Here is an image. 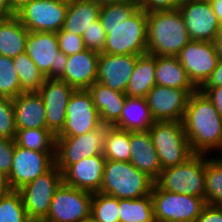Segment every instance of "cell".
Returning a JSON list of instances; mask_svg holds the SVG:
<instances>
[{
  "mask_svg": "<svg viewBox=\"0 0 222 222\" xmlns=\"http://www.w3.org/2000/svg\"><path fill=\"white\" fill-rule=\"evenodd\" d=\"M99 20L107 34L103 53H147V12L140 9L136 1L102 5Z\"/></svg>",
  "mask_w": 222,
  "mask_h": 222,
  "instance_id": "6da1fadb",
  "label": "cell"
},
{
  "mask_svg": "<svg viewBox=\"0 0 222 222\" xmlns=\"http://www.w3.org/2000/svg\"><path fill=\"white\" fill-rule=\"evenodd\" d=\"M182 124L193 153H219L222 147V118L200 89L190 95Z\"/></svg>",
  "mask_w": 222,
  "mask_h": 222,
  "instance_id": "7a4b0ae2",
  "label": "cell"
},
{
  "mask_svg": "<svg viewBox=\"0 0 222 222\" xmlns=\"http://www.w3.org/2000/svg\"><path fill=\"white\" fill-rule=\"evenodd\" d=\"M147 53L177 57L191 41L181 11L165 10L147 13Z\"/></svg>",
  "mask_w": 222,
  "mask_h": 222,
  "instance_id": "3957f363",
  "label": "cell"
},
{
  "mask_svg": "<svg viewBox=\"0 0 222 222\" xmlns=\"http://www.w3.org/2000/svg\"><path fill=\"white\" fill-rule=\"evenodd\" d=\"M154 180L130 162L106 159L99 192L118 199H137L151 194Z\"/></svg>",
  "mask_w": 222,
  "mask_h": 222,
  "instance_id": "277c9868",
  "label": "cell"
},
{
  "mask_svg": "<svg viewBox=\"0 0 222 222\" xmlns=\"http://www.w3.org/2000/svg\"><path fill=\"white\" fill-rule=\"evenodd\" d=\"M154 183L164 191L205 198V154L194 153L184 163L162 169Z\"/></svg>",
  "mask_w": 222,
  "mask_h": 222,
  "instance_id": "5b68a950",
  "label": "cell"
},
{
  "mask_svg": "<svg viewBox=\"0 0 222 222\" xmlns=\"http://www.w3.org/2000/svg\"><path fill=\"white\" fill-rule=\"evenodd\" d=\"M148 131L162 169L182 164L194 154L182 121H155Z\"/></svg>",
  "mask_w": 222,
  "mask_h": 222,
  "instance_id": "8992f818",
  "label": "cell"
},
{
  "mask_svg": "<svg viewBox=\"0 0 222 222\" xmlns=\"http://www.w3.org/2000/svg\"><path fill=\"white\" fill-rule=\"evenodd\" d=\"M151 197L155 222H195L206 205L205 198L164 191L155 183Z\"/></svg>",
  "mask_w": 222,
  "mask_h": 222,
  "instance_id": "52a82bcc",
  "label": "cell"
},
{
  "mask_svg": "<svg viewBox=\"0 0 222 222\" xmlns=\"http://www.w3.org/2000/svg\"><path fill=\"white\" fill-rule=\"evenodd\" d=\"M25 53L46 79H60L63 76L68 56L60 51L56 33L29 32Z\"/></svg>",
  "mask_w": 222,
  "mask_h": 222,
  "instance_id": "ba28073f",
  "label": "cell"
},
{
  "mask_svg": "<svg viewBox=\"0 0 222 222\" xmlns=\"http://www.w3.org/2000/svg\"><path fill=\"white\" fill-rule=\"evenodd\" d=\"M62 182V172L54 164L47 172L18 190L30 220H44L47 217L54 193Z\"/></svg>",
  "mask_w": 222,
  "mask_h": 222,
  "instance_id": "9c48e42d",
  "label": "cell"
},
{
  "mask_svg": "<svg viewBox=\"0 0 222 222\" xmlns=\"http://www.w3.org/2000/svg\"><path fill=\"white\" fill-rule=\"evenodd\" d=\"M106 125L79 136L56 137L55 165L63 173L83 158L103 154Z\"/></svg>",
  "mask_w": 222,
  "mask_h": 222,
  "instance_id": "30bf717a",
  "label": "cell"
},
{
  "mask_svg": "<svg viewBox=\"0 0 222 222\" xmlns=\"http://www.w3.org/2000/svg\"><path fill=\"white\" fill-rule=\"evenodd\" d=\"M68 4L58 0H33L15 12L29 32L57 33L63 27Z\"/></svg>",
  "mask_w": 222,
  "mask_h": 222,
  "instance_id": "8fae6325",
  "label": "cell"
},
{
  "mask_svg": "<svg viewBox=\"0 0 222 222\" xmlns=\"http://www.w3.org/2000/svg\"><path fill=\"white\" fill-rule=\"evenodd\" d=\"M93 193L63 182L52 198L46 222H79L91 216Z\"/></svg>",
  "mask_w": 222,
  "mask_h": 222,
  "instance_id": "7c38bea8",
  "label": "cell"
},
{
  "mask_svg": "<svg viewBox=\"0 0 222 222\" xmlns=\"http://www.w3.org/2000/svg\"><path fill=\"white\" fill-rule=\"evenodd\" d=\"M104 124L87 89L74 90L66 106V121L56 137L79 136Z\"/></svg>",
  "mask_w": 222,
  "mask_h": 222,
  "instance_id": "4fadbf2b",
  "label": "cell"
},
{
  "mask_svg": "<svg viewBox=\"0 0 222 222\" xmlns=\"http://www.w3.org/2000/svg\"><path fill=\"white\" fill-rule=\"evenodd\" d=\"M55 164V152L33 151L19 147L14 141L13 163L7 175L11 190L18 191L47 172Z\"/></svg>",
  "mask_w": 222,
  "mask_h": 222,
  "instance_id": "5bb4252c",
  "label": "cell"
},
{
  "mask_svg": "<svg viewBox=\"0 0 222 222\" xmlns=\"http://www.w3.org/2000/svg\"><path fill=\"white\" fill-rule=\"evenodd\" d=\"M177 57L197 89L210 78L219 60L213 42L196 40H191Z\"/></svg>",
  "mask_w": 222,
  "mask_h": 222,
  "instance_id": "9a60e30c",
  "label": "cell"
},
{
  "mask_svg": "<svg viewBox=\"0 0 222 222\" xmlns=\"http://www.w3.org/2000/svg\"><path fill=\"white\" fill-rule=\"evenodd\" d=\"M197 89L155 85L145 99L155 121H182L190 95Z\"/></svg>",
  "mask_w": 222,
  "mask_h": 222,
  "instance_id": "2e32d148",
  "label": "cell"
},
{
  "mask_svg": "<svg viewBox=\"0 0 222 222\" xmlns=\"http://www.w3.org/2000/svg\"><path fill=\"white\" fill-rule=\"evenodd\" d=\"M178 9L191 40L213 42L220 23L209 0L186 1Z\"/></svg>",
  "mask_w": 222,
  "mask_h": 222,
  "instance_id": "e0dca14e",
  "label": "cell"
},
{
  "mask_svg": "<svg viewBox=\"0 0 222 222\" xmlns=\"http://www.w3.org/2000/svg\"><path fill=\"white\" fill-rule=\"evenodd\" d=\"M65 81L46 79L38 93L45 104L47 129L57 136L66 121V106L74 92Z\"/></svg>",
  "mask_w": 222,
  "mask_h": 222,
  "instance_id": "ac0fdd59",
  "label": "cell"
},
{
  "mask_svg": "<svg viewBox=\"0 0 222 222\" xmlns=\"http://www.w3.org/2000/svg\"><path fill=\"white\" fill-rule=\"evenodd\" d=\"M138 56L99 53L96 82L125 93Z\"/></svg>",
  "mask_w": 222,
  "mask_h": 222,
  "instance_id": "d6986e66",
  "label": "cell"
},
{
  "mask_svg": "<svg viewBox=\"0 0 222 222\" xmlns=\"http://www.w3.org/2000/svg\"><path fill=\"white\" fill-rule=\"evenodd\" d=\"M106 158L103 154L83 158L63 173V183L92 193L99 192L103 181Z\"/></svg>",
  "mask_w": 222,
  "mask_h": 222,
  "instance_id": "ffe728a7",
  "label": "cell"
},
{
  "mask_svg": "<svg viewBox=\"0 0 222 222\" xmlns=\"http://www.w3.org/2000/svg\"><path fill=\"white\" fill-rule=\"evenodd\" d=\"M99 53L85 49L82 52L70 55L60 80L65 81L75 90L88 89L97 77Z\"/></svg>",
  "mask_w": 222,
  "mask_h": 222,
  "instance_id": "44dd1931",
  "label": "cell"
},
{
  "mask_svg": "<svg viewBox=\"0 0 222 222\" xmlns=\"http://www.w3.org/2000/svg\"><path fill=\"white\" fill-rule=\"evenodd\" d=\"M130 163L154 181L162 171L149 131H130Z\"/></svg>",
  "mask_w": 222,
  "mask_h": 222,
  "instance_id": "7402d4cb",
  "label": "cell"
},
{
  "mask_svg": "<svg viewBox=\"0 0 222 222\" xmlns=\"http://www.w3.org/2000/svg\"><path fill=\"white\" fill-rule=\"evenodd\" d=\"M12 100L16 129L47 128L45 104L38 92H22Z\"/></svg>",
  "mask_w": 222,
  "mask_h": 222,
  "instance_id": "603a6c76",
  "label": "cell"
},
{
  "mask_svg": "<svg viewBox=\"0 0 222 222\" xmlns=\"http://www.w3.org/2000/svg\"><path fill=\"white\" fill-rule=\"evenodd\" d=\"M87 90L93 98L94 107L100 113L102 123L112 126L121 116L126 94L99 82H94Z\"/></svg>",
  "mask_w": 222,
  "mask_h": 222,
  "instance_id": "cb8c5ba5",
  "label": "cell"
},
{
  "mask_svg": "<svg viewBox=\"0 0 222 222\" xmlns=\"http://www.w3.org/2000/svg\"><path fill=\"white\" fill-rule=\"evenodd\" d=\"M154 122L145 98L126 96L121 116L112 126L127 131H148Z\"/></svg>",
  "mask_w": 222,
  "mask_h": 222,
  "instance_id": "d4e9b609",
  "label": "cell"
},
{
  "mask_svg": "<svg viewBox=\"0 0 222 222\" xmlns=\"http://www.w3.org/2000/svg\"><path fill=\"white\" fill-rule=\"evenodd\" d=\"M28 34L15 15L0 18V55L13 59L24 53Z\"/></svg>",
  "mask_w": 222,
  "mask_h": 222,
  "instance_id": "484cf974",
  "label": "cell"
},
{
  "mask_svg": "<svg viewBox=\"0 0 222 222\" xmlns=\"http://www.w3.org/2000/svg\"><path fill=\"white\" fill-rule=\"evenodd\" d=\"M100 8L94 0H77L68 4L62 29L82 36L84 31L99 19Z\"/></svg>",
  "mask_w": 222,
  "mask_h": 222,
  "instance_id": "4316f807",
  "label": "cell"
},
{
  "mask_svg": "<svg viewBox=\"0 0 222 222\" xmlns=\"http://www.w3.org/2000/svg\"><path fill=\"white\" fill-rule=\"evenodd\" d=\"M156 85L178 89H197L189 80L178 57L155 56Z\"/></svg>",
  "mask_w": 222,
  "mask_h": 222,
  "instance_id": "83f0119b",
  "label": "cell"
},
{
  "mask_svg": "<svg viewBox=\"0 0 222 222\" xmlns=\"http://www.w3.org/2000/svg\"><path fill=\"white\" fill-rule=\"evenodd\" d=\"M155 55L148 53L139 55L128 82L126 96L143 97L156 85Z\"/></svg>",
  "mask_w": 222,
  "mask_h": 222,
  "instance_id": "f1b7e54d",
  "label": "cell"
},
{
  "mask_svg": "<svg viewBox=\"0 0 222 222\" xmlns=\"http://www.w3.org/2000/svg\"><path fill=\"white\" fill-rule=\"evenodd\" d=\"M130 131L106 125L103 155L108 160L130 162Z\"/></svg>",
  "mask_w": 222,
  "mask_h": 222,
  "instance_id": "f546056e",
  "label": "cell"
},
{
  "mask_svg": "<svg viewBox=\"0 0 222 222\" xmlns=\"http://www.w3.org/2000/svg\"><path fill=\"white\" fill-rule=\"evenodd\" d=\"M14 141L33 151L55 152L56 136L47 128L17 129Z\"/></svg>",
  "mask_w": 222,
  "mask_h": 222,
  "instance_id": "4dcf8cb0",
  "label": "cell"
},
{
  "mask_svg": "<svg viewBox=\"0 0 222 222\" xmlns=\"http://www.w3.org/2000/svg\"><path fill=\"white\" fill-rule=\"evenodd\" d=\"M120 222H155L151 194L137 199H119Z\"/></svg>",
  "mask_w": 222,
  "mask_h": 222,
  "instance_id": "1f68e13d",
  "label": "cell"
},
{
  "mask_svg": "<svg viewBox=\"0 0 222 222\" xmlns=\"http://www.w3.org/2000/svg\"><path fill=\"white\" fill-rule=\"evenodd\" d=\"M23 92H38L46 80V76L24 52L13 58Z\"/></svg>",
  "mask_w": 222,
  "mask_h": 222,
  "instance_id": "d6a6232c",
  "label": "cell"
},
{
  "mask_svg": "<svg viewBox=\"0 0 222 222\" xmlns=\"http://www.w3.org/2000/svg\"><path fill=\"white\" fill-rule=\"evenodd\" d=\"M205 201L222 207V162L217 155L210 158L205 154Z\"/></svg>",
  "mask_w": 222,
  "mask_h": 222,
  "instance_id": "836d02e7",
  "label": "cell"
},
{
  "mask_svg": "<svg viewBox=\"0 0 222 222\" xmlns=\"http://www.w3.org/2000/svg\"><path fill=\"white\" fill-rule=\"evenodd\" d=\"M91 217L96 222H120L119 199L101 192L93 193Z\"/></svg>",
  "mask_w": 222,
  "mask_h": 222,
  "instance_id": "e575fe53",
  "label": "cell"
},
{
  "mask_svg": "<svg viewBox=\"0 0 222 222\" xmlns=\"http://www.w3.org/2000/svg\"><path fill=\"white\" fill-rule=\"evenodd\" d=\"M19 191L10 190L0 195V222H29Z\"/></svg>",
  "mask_w": 222,
  "mask_h": 222,
  "instance_id": "d590c367",
  "label": "cell"
},
{
  "mask_svg": "<svg viewBox=\"0 0 222 222\" xmlns=\"http://www.w3.org/2000/svg\"><path fill=\"white\" fill-rule=\"evenodd\" d=\"M22 92L13 60L0 55V98L14 99Z\"/></svg>",
  "mask_w": 222,
  "mask_h": 222,
  "instance_id": "8d00e7d4",
  "label": "cell"
},
{
  "mask_svg": "<svg viewBox=\"0 0 222 222\" xmlns=\"http://www.w3.org/2000/svg\"><path fill=\"white\" fill-rule=\"evenodd\" d=\"M16 131L13 100L0 98V137L14 140Z\"/></svg>",
  "mask_w": 222,
  "mask_h": 222,
  "instance_id": "74e56055",
  "label": "cell"
},
{
  "mask_svg": "<svg viewBox=\"0 0 222 222\" xmlns=\"http://www.w3.org/2000/svg\"><path fill=\"white\" fill-rule=\"evenodd\" d=\"M106 35V31L101 25L100 20L94 21L93 25L85 30L82 35L86 49L103 53Z\"/></svg>",
  "mask_w": 222,
  "mask_h": 222,
  "instance_id": "f35d334b",
  "label": "cell"
},
{
  "mask_svg": "<svg viewBox=\"0 0 222 222\" xmlns=\"http://www.w3.org/2000/svg\"><path fill=\"white\" fill-rule=\"evenodd\" d=\"M59 49L65 55L70 56L86 49L82 36L74 35L63 29L56 33Z\"/></svg>",
  "mask_w": 222,
  "mask_h": 222,
  "instance_id": "ab89813d",
  "label": "cell"
},
{
  "mask_svg": "<svg viewBox=\"0 0 222 222\" xmlns=\"http://www.w3.org/2000/svg\"><path fill=\"white\" fill-rule=\"evenodd\" d=\"M14 154V140L0 137V171L5 175L10 173Z\"/></svg>",
  "mask_w": 222,
  "mask_h": 222,
  "instance_id": "60d3db41",
  "label": "cell"
},
{
  "mask_svg": "<svg viewBox=\"0 0 222 222\" xmlns=\"http://www.w3.org/2000/svg\"><path fill=\"white\" fill-rule=\"evenodd\" d=\"M140 9L147 13L153 11L175 10L180 3L177 0H136Z\"/></svg>",
  "mask_w": 222,
  "mask_h": 222,
  "instance_id": "b9f144b4",
  "label": "cell"
},
{
  "mask_svg": "<svg viewBox=\"0 0 222 222\" xmlns=\"http://www.w3.org/2000/svg\"><path fill=\"white\" fill-rule=\"evenodd\" d=\"M195 222H222V207L206 204Z\"/></svg>",
  "mask_w": 222,
  "mask_h": 222,
  "instance_id": "7bdbcfd3",
  "label": "cell"
},
{
  "mask_svg": "<svg viewBox=\"0 0 222 222\" xmlns=\"http://www.w3.org/2000/svg\"><path fill=\"white\" fill-rule=\"evenodd\" d=\"M200 90L214 104L216 110L222 118V86L201 87Z\"/></svg>",
  "mask_w": 222,
  "mask_h": 222,
  "instance_id": "ee69618b",
  "label": "cell"
},
{
  "mask_svg": "<svg viewBox=\"0 0 222 222\" xmlns=\"http://www.w3.org/2000/svg\"><path fill=\"white\" fill-rule=\"evenodd\" d=\"M222 86V59L218 60L217 66L212 72L210 78L202 87Z\"/></svg>",
  "mask_w": 222,
  "mask_h": 222,
  "instance_id": "f6af8a7d",
  "label": "cell"
},
{
  "mask_svg": "<svg viewBox=\"0 0 222 222\" xmlns=\"http://www.w3.org/2000/svg\"><path fill=\"white\" fill-rule=\"evenodd\" d=\"M15 15L12 10L10 0H0V18H6Z\"/></svg>",
  "mask_w": 222,
  "mask_h": 222,
  "instance_id": "bcb514c9",
  "label": "cell"
},
{
  "mask_svg": "<svg viewBox=\"0 0 222 222\" xmlns=\"http://www.w3.org/2000/svg\"><path fill=\"white\" fill-rule=\"evenodd\" d=\"M213 44L219 59H222V22L219 24L217 36L213 40Z\"/></svg>",
  "mask_w": 222,
  "mask_h": 222,
  "instance_id": "7dc6e473",
  "label": "cell"
},
{
  "mask_svg": "<svg viewBox=\"0 0 222 222\" xmlns=\"http://www.w3.org/2000/svg\"><path fill=\"white\" fill-rule=\"evenodd\" d=\"M213 12L215 13L219 23L222 22V1L219 0H209Z\"/></svg>",
  "mask_w": 222,
  "mask_h": 222,
  "instance_id": "c3c4849f",
  "label": "cell"
},
{
  "mask_svg": "<svg viewBox=\"0 0 222 222\" xmlns=\"http://www.w3.org/2000/svg\"><path fill=\"white\" fill-rule=\"evenodd\" d=\"M10 190L7 175L0 171V195L8 193Z\"/></svg>",
  "mask_w": 222,
  "mask_h": 222,
  "instance_id": "681fc988",
  "label": "cell"
},
{
  "mask_svg": "<svg viewBox=\"0 0 222 222\" xmlns=\"http://www.w3.org/2000/svg\"><path fill=\"white\" fill-rule=\"evenodd\" d=\"M33 0H10L11 7L14 12L21 8L24 4L31 2Z\"/></svg>",
  "mask_w": 222,
  "mask_h": 222,
  "instance_id": "f907efd6",
  "label": "cell"
},
{
  "mask_svg": "<svg viewBox=\"0 0 222 222\" xmlns=\"http://www.w3.org/2000/svg\"><path fill=\"white\" fill-rule=\"evenodd\" d=\"M94 1L100 6H102L106 4L122 3L126 1H136V0H94Z\"/></svg>",
  "mask_w": 222,
  "mask_h": 222,
  "instance_id": "816d5d0a",
  "label": "cell"
},
{
  "mask_svg": "<svg viewBox=\"0 0 222 222\" xmlns=\"http://www.w3.org/2000/svg\"><path fill=\"white\" fill-rule=\"evenodd\" d=\"M79 222H96L91 216H89L88 218L82 219Z\"/></svg>",
  "mask_w": 222,
  "mask_h": 222,
  "instance_id": "f5cc1de1",
  "label": "cell"
},
{
  "mask_svg": "<svg viewBox=\"0 0 222 222\" xmlns=\"http://www.w3.org/2000/svg\"><path fill=\"white\" fill-rule=\"evenodd\" d=\"M58 1H61V2L67 3V4H71V3H74L77 0H58Z\"/></svg>",
  "mask_w": 222,
  "mask_h": 222,
  "instance_id": "db71d44e",
  "label": "cell"
},
{
  "mask_svg": "<svg viewBox=\"0 0 222 222\" xmlns=\"http://www.w3.org/2000/svg\"><path fill=\"white\" fill-rule=\"evenodd\" d=\"M219 151H220L219 154H222V153H221V152H222V147H221V149H220ZM217 158L222 162V155H221V156H218Z\"/></svg>",
  "mask_w": 222,
  "mask_h": 222,
  "instance_id": "11a10c76",
  "label": "cell"
},
{
  "mask_svg": "<svg viewBox=\"0 0 222 222\" xmlns=\"http://www.w3.org/2000/svg\"><path fill=\"white\" fill-rule=\"evenodd\" d=\"M29 222H46L44 220H30Z\"/></svg>",
  "mask_w": 222,
  "mask_h": 222,
  "instance_id": "9f6ffc18",
  "label": "cell"
},
{
  "mask_svg": "<svg viewBox=\"0 0 222 222\" xmlns=\"http://www.w3.org/2000/svg\"><path fill=\"white\" fill-rule=\"evenodd\" d=\"M180 4L186 1H190V0H177Z\"/></svg>",
  "mask_w": 222,
  "mask_h": 222,
  "instance_id": "6f0895ef",
  "label": "cell"
}]
</instances>
